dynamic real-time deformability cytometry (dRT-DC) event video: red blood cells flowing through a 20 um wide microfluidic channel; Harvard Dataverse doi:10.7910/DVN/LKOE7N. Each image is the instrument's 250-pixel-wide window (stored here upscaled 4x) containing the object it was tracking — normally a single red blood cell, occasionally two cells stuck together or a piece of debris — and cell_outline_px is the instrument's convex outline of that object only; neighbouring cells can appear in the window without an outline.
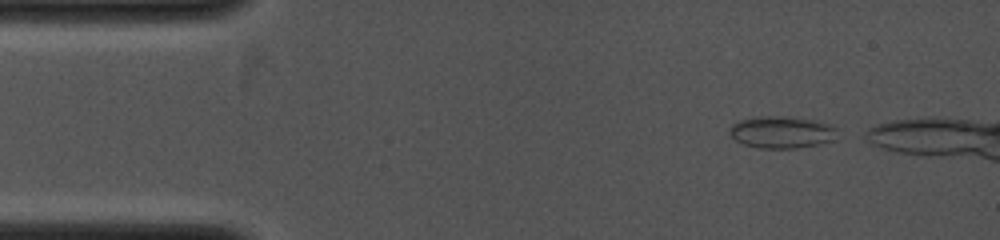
{"species": "common noctule bat (a hibernating species)", "species_latin": "Nyctalus noctula", "temperature_condition": "cold", "stored_images_in_passage": 5, "camera_frame_rate_fps": 4000, "um_per_image_px": 0.085, "animal": {"sex": "female", "body_mass_g": 19.0, "forearm_length_mm": 53.3}, "frame": {"image": 1, "passage_image": 1, "time_ms": 0.0, "image_size_px": [1000, 240], "cell_outline_px": [[840, 128], [832, 140], [816, 144], [796, 148], [760, 148], [744, 144], [736, 140], [728, 132], [732, 124], [740, 120], [756, 116], [784, 116], [816, 120], [832, 124]], "centroid_in_image_um": [66.46, 11.21], "position_along_channel_um": 18.5, "area_um2": 20.17}}